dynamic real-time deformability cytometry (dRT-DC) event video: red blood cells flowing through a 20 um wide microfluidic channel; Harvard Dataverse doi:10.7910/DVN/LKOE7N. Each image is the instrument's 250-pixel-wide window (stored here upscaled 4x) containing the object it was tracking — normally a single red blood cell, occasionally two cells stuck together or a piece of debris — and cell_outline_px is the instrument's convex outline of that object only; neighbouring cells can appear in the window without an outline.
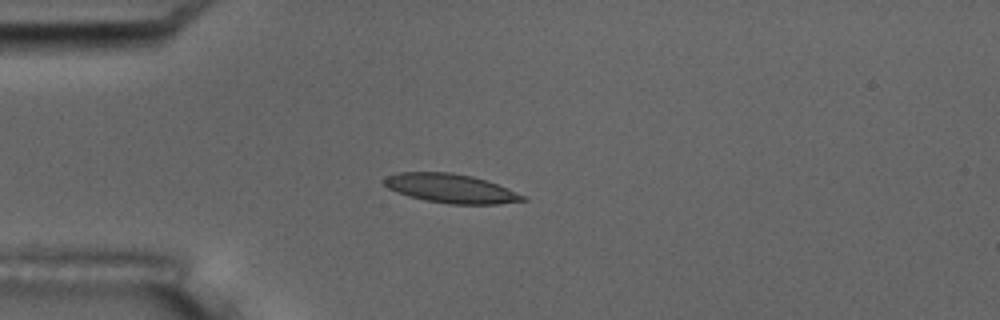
{"species": "common noctule bat (a hibernating species)", "species_latin": "Nyctalus noctula", "temperature_condition": "room temperature", "stored_images_in_passage": 2, "camera_frame_rate_fps": 3000, "um_per_image_px": 0.085, "animal": {"sex": "male", "body_mass_g": 17.5, "forearm_length_mm": 52.3}, "frame": {"image": 1, "passage_image": 2, "time_ms": 1.333, "image_size_px": [1000, 320], "cell_outline_px": [[528, 200], [500, 204], [448, 204], [424, 200], [408, 196], [396, 192], [388, 188], [380, 180], [384, 176], [400, 172], [452, 172], [472, 176], [488, 180], [528, 196]], "centroid_in_image_um": [38.33, 16.01], "position_along_channel_um": 46.7, "area_um2": 23.93}}